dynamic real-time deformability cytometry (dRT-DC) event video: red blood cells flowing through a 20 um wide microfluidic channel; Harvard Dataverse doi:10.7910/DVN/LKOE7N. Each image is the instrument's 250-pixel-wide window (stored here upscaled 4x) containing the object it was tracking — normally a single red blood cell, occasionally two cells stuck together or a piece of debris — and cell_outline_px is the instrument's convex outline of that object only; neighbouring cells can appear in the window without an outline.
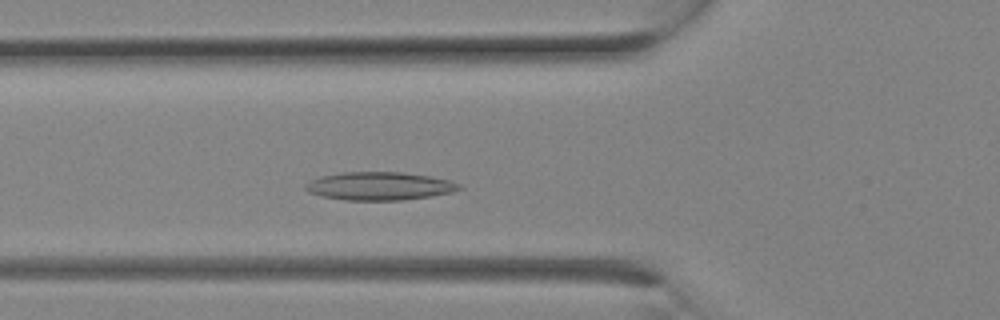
{"species": "Egyptian fruit bat (a non-hibernating species)", "species_latin": "Rousettus aegyptiacus", "temperature_condition": "room temperature", "stored_images_in_passage": 5, "camera_frame_rate_fps": 3000, "um_per_image_px": 0.085, "animal": {"sex": "female"}, "frame": {"image": 1, "passage_image": 5, "time_ms": 1.333, "image_size_px": [1000, 320], "cell_outline_px": [[464, 188], [452, 192], [432, 196], [400, 200], [344, 200], [320, 196], [308, 192], [304, 188], [304, 184], [320, 176], [340, 172], [400, 172], [428, 176], [448, 180], [460, 184]], "centroid_in_image_um": [32.22, 15.82], "position_along_channel_um": 93.6, "area_um2": 25.26}}